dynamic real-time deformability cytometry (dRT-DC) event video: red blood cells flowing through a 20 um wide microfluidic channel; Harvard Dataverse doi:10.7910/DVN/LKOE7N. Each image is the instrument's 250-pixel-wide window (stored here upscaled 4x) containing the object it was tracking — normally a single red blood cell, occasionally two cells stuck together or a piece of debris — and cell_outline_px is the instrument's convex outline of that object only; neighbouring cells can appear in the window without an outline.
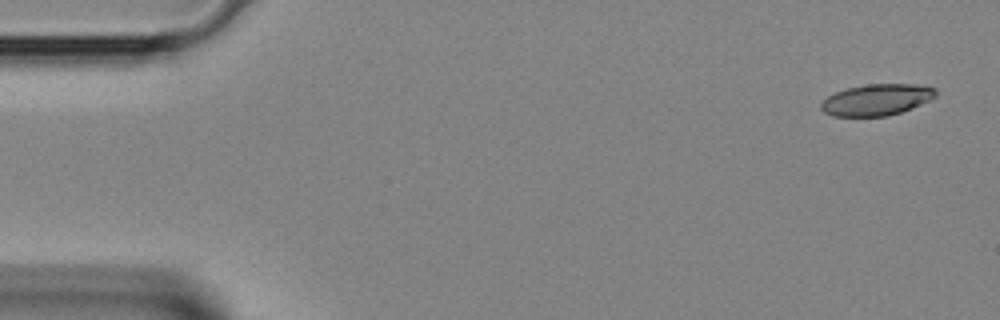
{"species": "Egyptian fruit bat (a non-hibernating species)", "species_latin": "Rousettus aegyptiacus", "temperature_condition": "room temperature", "stored_images_in_passage": 3, "camera_frame_rate_fps": 3000, "um_per_image_px": 0.085, "animal": {"sex": "female"}, "frame": {"image": 1, "passage_image": 1, "time_ms": 0.0, "image_size_px": [1000, 320], "cell_outline_px": [[936, 96], [932, 100], [912, 108], [888, 116], [832, 116], [824, 112], [820, 108], [820, 104], [828, 96], [836, 92], [848, 88], [868, 84], [912, 84], [936, 88]], "centroid_in_image_um": [74.53, 8.48], "position_along_channel_um": 10.5, "area_um2": 20.92}}
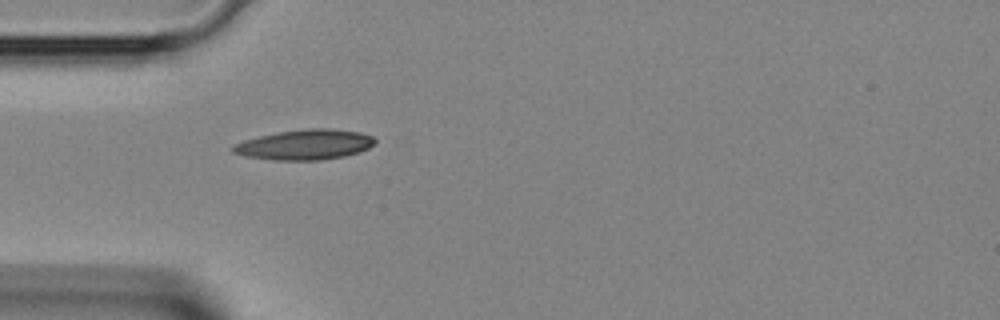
{"frame": {"image": 2, "passage_image": 3, "time_ms": 0.667, "image_size_px": [1000, 320], "cell_outline_px": [[376, 144], [368, 148], [344, 156], [320, 160], [272, 160], [244, 156], [232, 152], [228, 148], [232, 144], [244, 140], [276, 132], [308, 128], [328, 128], [360, 132], [372, 136], [376, 140]], "centroid_in_image_um": [25.86, 12.29], "position_along_channel_um": 59.1, "area_um2": 25.14}}